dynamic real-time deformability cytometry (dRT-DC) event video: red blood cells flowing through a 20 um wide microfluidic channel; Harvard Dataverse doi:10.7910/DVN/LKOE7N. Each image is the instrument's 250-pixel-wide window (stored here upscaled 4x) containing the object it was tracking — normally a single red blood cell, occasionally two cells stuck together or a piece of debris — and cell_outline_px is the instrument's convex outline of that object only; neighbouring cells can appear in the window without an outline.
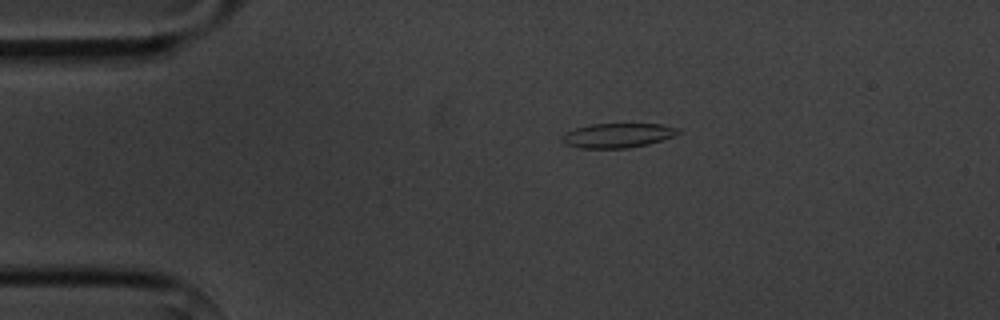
{"species": "common noctule bat (a hibernating species)", "species_latin": "Nyctalus noctula", "temperature_condition": "cold", "stored_images_in_passage": 4, "camera_frame_rate_fps": 3000, "um_per_image_px": 0.085, "animal": {"sex": "male", "body_mass_g": 20.1, "forearm_length_mm": 53.5}, "frame": {"image": 1, "passage_image": 1, "time_ms": 0.0, "image_size_px": [1000, 320], "cell_outline_px": [[680, 132], [672, 136], [648, 144], [628, 148], [580, 148], [564, 144], [560, 140], [560, 136], [564, 132], [588, 124], [660, 124], [680, 128]], "centroid_in_image_um": [52.43, 11.51], "position_along_channel_um": 32.6, "area_um2": 16.65}}
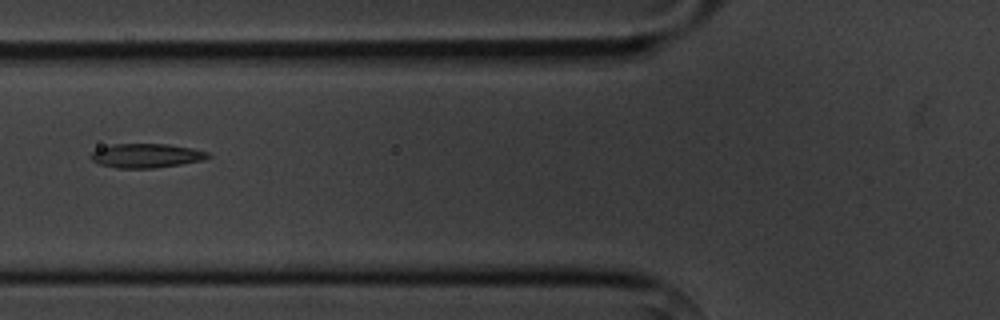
{"frame": {"image": 2, "passage_image": 4, "time_ms": 3.333, "image_size_px": [1000, 320], "cell_outline_px": [[212, 156], [204, 160], [156, 168], [116, 168], [100, 164], [92, 160], [88, 156], [92, 152], [100, 148], [112, 144], [168, 144], [192, 148], [208, 152]], "centroid_in_image_um": [12.44, 13.23], "position_along_channel_um": 113.4, "area_um2": 16.53}}